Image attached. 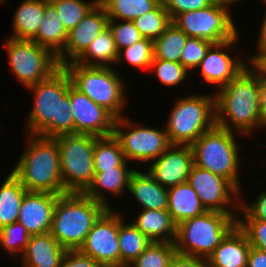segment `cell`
I'll return each instance as SVG.
<instances>
[{
	"mask_svg": "<svg viewBox=\"0 0 266 267\" xmlns=\"http://www.w3.org/2000/svg\"><path fill=\"white\" fill-rule=\"evenodd\" d=\"M188 36L171 23L158 38L153 41L154 58L179 62Z\"/></svg>",
	"mask_w": 266,
	"mask_h": 267,
	"instance_id": "obj_33",
	"label": "cell"
},
{
	"mask_svg": "<svg viewBox=\"0 0 266 267\" xmlns=\"http://www.w3.org/2000/svg\"><path fill=\"white\" fill-rule=\"evenodd\" d=\"M243 135L214 126L203 133L192 145L194 165L228 179L240 192L242 152L238 139ZM241 159V160H240ZM242 187V188H241Z\"/></svg>",
	"mask_w": 266,
	"mask_h": 267,
	"instance_id": "obj_5",
	"label": "cell"
},
{
	"mask_svg": "<svg viewBox=\"0 0 266 267\" xmlns=\"http://www.w3.org/2000/svg\"><path fill=\"white\" fill-rule=\"evenodd\" d=\"M262 1L264 5H266V0ZM260 26L261 27H260V32L258 34L259 37L257 39L256 48H266V12L263 16V20Z\"/></svg>",
	"mask_w": 266,
	"mask_h": 267,
	"instance_id": "obj_50",
	"label": "cell"
},
{
	"mask_svg": "<svg viewBox=\"0 0 266 267\" xmlns=\"http://www.w3.org/2000/svg\"><path fill=\"white\" fill-rule=\"evenodd\" d=\"M26 192V188L10 171L0 186V228L17 222Z\"/></svg>",
	"mask_w": 266,
	"mask_h": 267,
	"instance_id": "obj_29",
	"label": "cell"
},
{
	"mask_svg": "<svg viewBox=\"0 0 266 267\" xmlns=\"http://www.w3.org/2000/svg\"><path fill=\"white\" fill-rule=\"evenodd\" d=\"M58 198L59 195L50 192L27 191L17 221L30 235L49 233Z\"/></svg>",
	"mask_w": 266,
	"mask_h": 267,
	"instance_id": "obj_19",
	"label": "cell"
},
{
	"mask_svg": "<svg viewBox=\"0 0 266 267\" xmlns=\"http://www.w3.org/2000/svg\"><path fill=\"white\" fill-rule=\"evenodd\" d=\"M67 35L68 32L62 24L55 6L49 0H45V16L32 41L48 48L57 57L64 50Z\"/></svg>",
	"mask_w": 266,
	"mask_h": 267,
	"instance_id": "obj_27",
	"label": "cell"
},
{
	"mask_svg": "<svg viewBox=\"0 0 266 267\" xmlns=\"http://www.w3.org/2000/svg\"><path fill=\"white\" fill-rule=\"evenodd\" d=\"M126 161L120 142L112 134L105 137H98L95 141L93 166L94 173L113 169V167H131Z\"/></svg>",
	"mask_w": 266,
	"mask_h": 267,
	"instance_id": "obj_31",
	"label": "cell"
},
{
	"mask_svg": "<svg viewBox=\"0 0 266 267\" xmlns=\"http://www.w3.org/2000/svg\"><path fill=\"white\" fill-rule=\"evenodd\" d=\"M4 47L9 71L24 88L48 78L60 67L57 57L48 48L32 40L6 37Z\"/></svg>",
	"mask_w": 266,
	"mask_h": 267,
	"instance_id": "obj_11",
	"label": "cell"
},
{
	"mask_svg": "<svg viewBox=\"0 0 266 267\" xmlns=\"http://www.w3.org/2000/svg\"><path fill=\"white\" fill-rule=\"evenodd\" d=\"M143 38L155 40L172 23L169 13L160 3L154 10L132 21Z\"/></svg>",
	"mask_w": 266,
	"mask_h": 267,
	"instance_id": "obj_38",
	"label": "cell"
},
{
	"mask_svg": "<svg viewBox=\"0 0 266 267\" xmlns=\"http://www.w3.org/2000/svg\"><path fill=\"white\" fill-rule=\"evenodd\" d=\"M108 28L112 32L118 52L143 38L132 21L109 20Z\"/></svg>",
	"mask_w": 266,
	"mask_h": 267,
	"instance_id": "obj_41",
	"label": "cell"
},
{
	"mask_svg": "<svg viewBox=\"0 0 266 267\" xmlns=\"http://www.w3.org/2000/svg\"><path fill=\"white\" fill-rule=\"evenodd\" d=\"M146 171L165 188L187 182L194 164L191 145H170Z\"/></svg>",
	"mask_w": 266,
	"mask_h": 267,
	"instance_id": "obj_18",
	"label": "cell"
},
{
	"mask_svg": "<svg viewBox=\"0 0 266 267\" xmlns=\"http://www.w3.org/2000/svg\"><path fill=\"white\" fill-rule=\"evenodd\" d=\"M213 43L198 37H188L180 57V64L193 72L206 56Z\"/></svg>",
	"mask_w": 266,
	"mask_h": 267,
	"instance_id": "obj_40",
	"label": "cell"
},
{
	"mask_svg": "<svg viewBox=\"0 0 266 267\" xmlns=\"http://www.w3.org/2000/svg\"><path fill=\"white\" fill-rule=\"evenodd\" d=\"M14 11L13 33L8 37L32 40L37 35L45 16V0H23Z\"/></svg>",
	"mask_w": 266,
	"mask_h": 267,
	"instance_id": "obj_25",
	"label": "cell"
},
{
	"mask_svg": "<svg viewBox=\"0 0 266 267\" xmlns=\"http://www.w3.org/2000/svg\"><path fill=\"white\" fill-rule=\"evenodd\" d=\"M108 208L84 193L59 195L54 207L50 233L66 250H79L94 223Z\"/></svg>",
	"mask_w": 266,
	"mask_h": 267,
	"instance_id": "obj_4",
	"label": "cell"
},
{
	"mask_svg": "<svg viewBox=\"0 0 266 267\" xmlns=\"http://www.w3.org/2000/svg\"><path fill=\"white\" fill-rule=\"evenodd\" d=\"M258 196L251 202L244 198L243 191L240 192V209L237 220H266V190L260 191Z\"/></svg>",
	"mask_w": 266,
	"mask_h": 267,
	"instance_id": "obj_42",
	"label": "cell"
},
{
	"mask_svg": "<svg viewBox=\"0 0 266 267\" xmlns=\"http://www.w3.org/2000/svg\"><path fill=\"white\" fill-rule=\"evenodd\" d=\"M132 220L131 223L152 242L174 243L176 240L177 224L167 209H141Z\"/></svg>",
	"mask_w": 266,
	"mask_h": 267,
	"instance_id": "obj_24",
	"label": "cell"
},
{
	"mask_svg": "<svg viewBox=\"0 0 266 267\" xmlns=\"http://www.w3.org/2000/svg\"><path fill=\"white\" fill-rule=\"evenodd\" d=\"M71 84L69 74L60 66L48 78L26 88L33 94V103L25 118V134L46 138L75 134L74 118L70 111Z\"/></svg>",
	"mask_w": 266,
	"mask_h": 267,
	"instance_id": "obj_1",
	"label": "cell"
},
{
	"mask_svg": "<svg viewBox=\"0 0 266 267\" xmlns=\"http://www.w3.org/2000/svg\"><path fill=\"white\" fill-rule=\"evenodd\" d=\"M5 3L7 4V1L6 0H0V5L3 4V6H4Z\"/></svg>",
	"mask_w": 266,
	"mask_h": 267,
	"instance_id": "obj_52",
	"label": "cell"
},
{
	"mask_svg": "<svg viewBox=\"0 0 266 267\" xmlns=\"http://www.w3.org/2000/svg\"><path fill=\"white\" fill-rule=\"evenodd\" d=\"M149 70H152L154 77L162 86L176 87L184 84L186 79L189 77V72L179 62H172L163 59H153ZM189 74V75H188Z\"/></svg>",
	"mask_w": 266,
	"mask_h": 267,
	"instance_id": "obj_39",
	"label": "cell"
},
{
	"mask_svg": "<svg viewBox=\"0 0 266 267\" xmlns=\"http://www.w3.org/2000/svg\"><path fill=\"white\" fill-rule=\"evenodd\" d=\"M117 58L118 50L107 27L75 62L86 67H114Z\"/></svg>",
	"mask_w": 266,
	"mask_h": 267,
	"instance_id": "obj_28",
	"label": "cell"
},
{
	"mask_svg": "<svg viewBox=\"0 0 266 267\" xmlns=\"http://www.w3.org/2000/svg\"><path fill=\"white\" fill-rule=\"evenodd\" d=\"M187 182L198 194L206 211L239 212L240 191L228 179L193 164Z\"/></svg>",
	"mask_w": 266,
	"mask_h": 267,
	"instance_id": "obj_14",
	"label": "cell"
},
{
	"mask_svg": "<svg viewBox=\"0 0 266 267\" xmlns=\"http://www.w3.org/2000/svg\"><path fill=\"white\" fill-rule=\"evenodd\" d=\"M127 222L126 219H124L119 224L118 241L120 247V267H127L152 243V241L131 222Z\"/></svg>",
	"mask_w": 266,
	"mask_h": 267,
	"instance_id": "obj_30",
	"label": "cell"
},
{
	"mask_svg": "<svg viewBox=\"0 0 266 267\" xmlns=\"http://www.w3.org/2000/svg\"><path fill=\"white\" fill-rule=\"evenodd\" d=\"M69 97L76 134L97 137L113 134L116 117L110 111L93 102L72 84L69 86Z\"/></svg>",
	"mask_w": 266,
	"mask_h": 267,
	"instance_id": "obj_16",
	"label": "cell"
},
{
	"mask_svg": "<svg viewBox=\"0 0 266 267\" xmlns=\"http://www.w3.org/2000/svg\"><path fill=\"white\" fill-rule=\"evenodd\" d=\"M167 210L177 225L206 212L198 194L188 182L168 188Z\"/></svg>",
	"mask_w": 266,
	"mask_h": 267,
	"instance_id": "obj_26",
	"label": "cell"
},
{
	"mask_svg": "<svg viewBox=\"0 0 266 267\" xmlns=\"http://www.w3.org/2000/svg\"><path fill=\"white\" fill-rule=\"evenodd\" d=\"M204 94L191 93L174 101L164 124L171 145H192L216 125L215 94Z\"/></svg>",
	"mask_w": 266,
	"mask_h": 267,
	"instance_id": "obj_7",
	"label": "cell"
},
{
	"mask_svg": "<svg viewBox=\"0 0 266 267\" xmlns=\"http://www.w3.org/2000/svg\"><path fill=\"white\" fill-rule=\"evenodd\" d=\"M24 135L25 149L10 170L12 174L27 191L64 194L57 141L39 135Z\"/></svg>",
	"mask_w": 266,
	"mask_h": 267,
	"instance_id": "obj_3",
	"label": "cell"
},
{
	"mask_svg": "<svg viewBox=\"0 0 266 267\" xmlns=\"http://www.w3.org/2000/svg\"><path fill=\"white\" fill-rule=\"evenodd\" d=\"M72 85L93 102L105 107L116 118L123 117L130 103L128 83L114 67H86L69 62L63 66ZM127 92V93H126Z\"/></svg>",
	"mask_w": 266,
	"mask_h": 267,
	"instance_id": "obj_6",
	"label": "cell"
},
{
	"mask_svg": "<svg viewBox=\"0 0 266 267\" xmlns=\"http://www.w3.org/2000/svg\"><path fill=\"white\" fill-rule=\"evenodd\" d=\"M120 212V213H119ZM114 208H108L94 223L79 251L94 259L102 267H120L118 241L119 224L126 216Z\"/></svg>",
	"mask_w": 266,
	"mask_h": 267,
	"instance_id": "obj_13",
	"label": "cell"
},
{
	"mask_svg": "<svg viewBox=\"0 0 266 267\" xmlns=\"http://www.w3.org/2000/svg\"><path fill=\"white\" fill-rule=\"evenodd\" d=\"M142 170V171H141ZM127 193L132 195L140 209L164 210L168 208V188L155 181L145 170L136 168L128 182Z\"/></svg>",
	"mask_w": 266,
	"mask_h": 267,
	"instance_id": "obj_21",
	"label": "cell"
},
{
	"mask_svg": "<svg viewBox=\"0 0 266 267\" xmlns=\"http://www.w3.org/2000/svg\"><path fill=\"white\" fill-rule=\"evenodd\" d=\"M211 2L214 4L222 5V6H225L229 9H231L230 7H232L234 5L236 6L237 4L244 2V1H241V0H211Z\"/></svg>",
	"mask_w": 266,
	"mask_h": 267,
	"instance_id": "obj_51",
	"label": "cell"
},
{
	"mask_svg": "<svg viewBox=\"0 0 266 267\" xmlns=\"http://www.w3.org/2000/svg\"><path fill=\"white\" fill-rule=\"evenodd\" d=\"M240 36L239 33L234 39L213 44L196 68V70H200L199 74L202 76L203 82L216 86L214 92L228 84L247 67V56H242L245 58H241L240 54H238L239 56H234V53L233 56L231 54L232 50L234 52L237 51V49L234 50V47L237 46L236 43L240 44L238 42Z\"/></svg>",
	"mask_w": 266,
	"mask_h": 267,
	"instance_id": "obj_15",
	"label": "cell"
},
{
	"mask_svg": "<svg viewBox=\"0 0 266 267\" xmlns=\"http://www.w3.org/2000/svg\"><path fill=\"white\" fill-rule=\"evenodd\" d=\"M263 84L246 67L215 94L216 126L243 135L259 131V102Z\"/></svg>",
	"mask_w": 266,
	"mask_h": 267,
	"instance_id": "obj_2",
	"label": "cell"
},
{
	"mask_svg": "<svg viewBox=\"0 0 266 267\" xmlns=\"http://www.w3.org/2000/svg\"><path fill=\"white\" fill-rule=\"evenodd\" d=\"M231 9L218 5L209 6L178 14L172 23L188 37H198L213 44L234 39L237 30Z\"/></svg>",
	"mask_w": 266,
	"mask_h": 267,
	"instance_id": "obj_12",
	"label": "cell"
},
{
	"mask_svg": "<svg viewBox=\"0 0 266 267\" xmlns=\"http://www.w3.org/2000/svg\"><path fill=\"white\" fill-rule=\"evenodd\" d=\"M161 3L169 13L171 20L180 13L199 10L212 4L211 0H161Z\"/></svg>",
	"mask_w": 266,
	"mask_h": 267,
	"instance_id": "obj_44",
	"label": "cell"
},
{
	"mask_svg": "<svg viewBox=\"0 0 266 267\" xmlns=\"http://www.w3.org/2000/svg\"><path fill=\"white\" fill-rule=\"evenodd\" d=\"M113 135L120 142L126 161L146 164L157 159L171 144L165 126H146L124 115L116 118Z\"/></svg>",
	"mask_w": 266,
	"mask_h": 267,
	"instance_id": "obj_10",
	"label": "cell"
},
{
	"mask_svg": "<svg viewBox=\"0 0 266 267\" xmlns=\"http://www.w3.org/2000/svg\"><path fill=\"white\" fill-rule=\"evenodd\" d=\"M237 213L206 211L177 225V253L208 259L237 225Z\"/></svg>",
	"mask_w": 266,
	"mask_h": 267,
	"instance_id": "obj_8",
	"label": "cell"
},
{
	"mask_svg": "<svg viewBox=\"0 0 266 267\" xmlns=\"http://www.w3.org/2000/svg\"><path fill=\"white\" fill-rule=\"evenodd\" d=\"M247 267H266V252L251 247L248 253Z\"/></svg>",
	"mask_w": 266,
	"mask_h": 267,
	"instance_id": "obj_48",
	"label": "cell"
},
{
	"mask_svg": "<svg viewBox=\"0 0 266 267\" xmlns=\"http://www.w3.org/2000/svg\"><path fill=\"white\" fill-rule=\"evenodd\" d=\"M154 58L153 40L142 38L132 46L121 49L118 52L116 64L119 63L130 65L132 68L142 71L149 70ZM125 62V63H123Z\"/></svg>",
	"mask_w": 266,
	"mask_h": 267,
	"instance_id": "obj_35",
	"label": "cell"
},
{
	"mask_svg": "<svg viewBox=\"0 0 266 267\" xmlns=\"http://www.w3.org/2000/svg\"><path fill=\"white\" fill-rule=\"evenodd\" d=\"M30 237L31 235L18 221L3 226L0 228L1 250H4L15 262L16 260L19 261L18 259L23 255Z\"/></svg>",
	"mask_w": 266,
	"mask_h": 267,
	"instance_id": "obj_37",
	"label": "cell"
},
{
	"mask_svg": "<svg viewBox=\"0 0 266 267\" xmlns=\"http://www.w3.org/2000/svg\"><path fill=\"white\" fill-rule=\"evenodd\" d=\"M109 20L133 21L154 10L161 0H99Z\"/></svg>",
	"mask_w": 266,
	"mask_h": 267,
	"instance_id": "obj_32",
	"label": "cell"
},
{
	"mask_svg": "<svg viewBox=\"0 0 266 267\" xmlns=\"http://www.w3.org/2000/svg\"><path fill=\"white\" fill-rule=\"evenodd\" d=\"M60 267H102L89 256L82 254L79 250H67Z\"/></svg>",
	"mask_w": 266,
	"mask_h": 267,
	"instance_id": "obj_46",
	"label": "cell"
},
{
	"mask_svg": "<svg viewBox=\"0 0 266 267\" xmlns=\"http://www.w3.org/2000/svg\"><path fill=\"white\" fill-rule=\"evenodd\" d=\"M255 52L246 57L247 68L262 84H266V48H256Z\"/></svg>",
	"mask_w": 266,
	"mask_h": 267,
	"instance_id": "obj_45",
	"label": "cell"
},
{
	"mask_svg": "<svg viewBox=\"0 0 266 267\" xmlns=\"http://www.w3.org/2000/svg\"><path fill=\"white\" fill-rule=\"evenodd\" d=\"M264 128L266 129V84L262 86L259 102V129Z\"/></svg>",
	"mask_w": 266,
	"mask_h": 267,
	"instance_id": "obj_49",
	"label": "cell"
},
{
	"mask_svg": "<svg viewBox=\"0 0 266 267\" xmlns=\"http://www.w3.org/2000/svg\"><path fill=\"white\" fill-rule=\"evenodd\" d=\"M52 234L31 235L29 243L19 258L21 267H60L66 253Z\"/></svg>",
	"mask_w": 266,
	"mask_h": 267,
	"instance_id": "obj_22",
	"label": "cell"
},
{
	"mask_svg": "<svg viewBox=\"0 0 266 267\" xmlns=\"http://www.w3.org/2000/svg\"><path fill=\"white\" fill-rule=\"evenodd\" d=\"M245 232L251 247L266 252V220H237Z\"/></svg>",
	"mask_w": 266,
	"mask_h": 267,
	"instance_id": "obj_43",
	"label": "cell"
},
{
	"mask_svg": "<svg viewBox=\"0 0 266 267\" xmlns=\"http://www.w3.org/2000/svg\"><path fill=\"white\" fill-rule=\"evenodd\" d=\"M98 137L89 134H63L58 143L64 192L83 193L93 181V155Z\"/></svg>",
	"mask_w": 266,
	"mask_h": 267,
	"instance_id": "obj_9",
	"label": "cell"
},
{
	"mask_svg": "<svg viewBox=\"0 0 266 267\" xmlns=\"http://www.w3.org/2000/svg\"><path fill=\"white\" fill-rule=\"evenodd\" d=\"M137 166L132 167H113V169L104 170L103 172L95 173L93 181L88 188L83 192L86 196L95 201L103 203L107 208L112 207L108 194L115 198H120L128 190V182L132 172Z\"/></svg>",
	"mask_w": 266,
	"mask_h": 267,
	"instance_id": "obj_20",
	"label": "cell"
},
{
	"mask_svg": "<svg viewBox=\"0 0 266 267\" xmlns=\"http://www.w3.org/2000/svg\"><path fill=\"white\" fill-rule=\"evenodd\" d=\"M176 253L175 243L152 242L127 267H170Z\"/></svg>",
	"mask_w": 266,
	"mask_h": 267,
	"instance_id": "obj_36",
	"label": "cell"
},
{
	"mask_svg": "<svg viewBox=\"0 0 266 267\" xmlns=\"http://www.w3.org/2000/svg\"><path fill=\"white\" fill-rule=\"evenodd\" d=\"M56 8L59 18L69 32L76 27L99 0H49Z\"/></svg>",
	"mask_w": 266,
	"mask_h": 267,
	"instance_id": "obj_34",
	"label": "cell"
},
{
	"mask_svg": "<svg viewBox=\"0 0 266 267\" xmlns=\"http://www.w3.org/2000/svg\"><path fill=\"white\" fill-rule=\"evenodd\" d=\"M250 248L247 235L237 224L207 260L210 267H247Z\"/></svg>",
	"mask_w": 266,
	"mask_h": 267,
	"instance_id": "obj_23",
	"label": "cell"
},
{
	"mask_svg": "<svg viewBox=\"0 0 266 267\" xmlns=\"http://www.w3.org/2000/svg\"><path fill=\"white\" fill-rule=\"evenodd\" d=\"M170 267H210L206 258L194 257L176 253Z\"/></svg>",
	"mask_w": 266,
	"mask_h": 267,
	"instance_id": "obj_47",
	"label": "cell"
},
{
	"mask_svg": "<svg viewBox=\"0 0 266 267\" xmlns=\"http://www.w3.org/2000/svg\"><path fill=\"white\" fill-rule=\"evenodd\" d=\"M109 17L98 2L67 35L64 50L57 56L59 66L76 61L108 27Z\"/></svg>",
	"mask_w": 266,
	"mask_h": 267,
	"instance_id": "obj_17",
	"label": "cell"
}]
</instances>
